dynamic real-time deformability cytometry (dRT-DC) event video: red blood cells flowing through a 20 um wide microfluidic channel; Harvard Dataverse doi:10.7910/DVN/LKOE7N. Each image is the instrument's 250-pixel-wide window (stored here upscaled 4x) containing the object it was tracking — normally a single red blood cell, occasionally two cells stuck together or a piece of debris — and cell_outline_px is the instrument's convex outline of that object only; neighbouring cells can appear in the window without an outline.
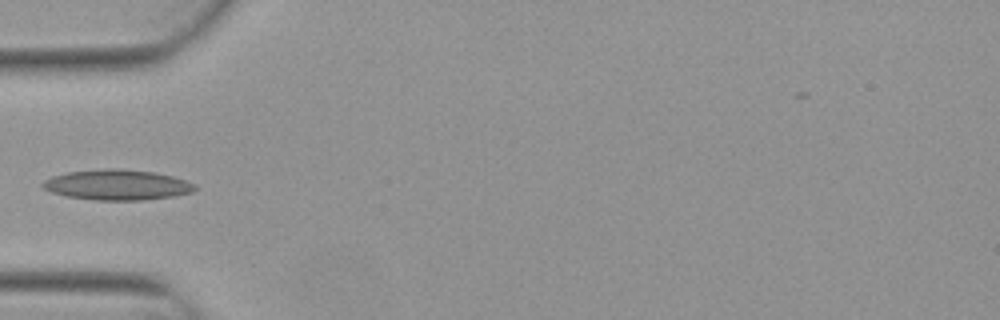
{"species": "Egyptian fruit bat (a non-hibernating species)", "species_latin": "Rousettus aegyptiacus", "temperature_condition": "warm", "stored_images_in_passage": 4, "camera_frame_rate_fps": 3000, "um_per_image_px": 0.085, "animal": {"sex": "female"}, "frame": {"image": 1, "passage_image": 4, "time_ms": 1.0, "image_size_px": [1000, 320], "cell_outline_px": [[196, 188], [192, 192], [172, 196], [144, 200], [96, 200], [68, 196], [52, 192], [44, 188], [40, 184], [44, 180], [52, 176], [68, 172], [104, 168], [116, 168], [152, 172], [172, 176], [196, 184]], "centroid_in_image_um": [9.95, 15.71], "position_along_channel_um": 75.1, "area_um2": 26.76}}